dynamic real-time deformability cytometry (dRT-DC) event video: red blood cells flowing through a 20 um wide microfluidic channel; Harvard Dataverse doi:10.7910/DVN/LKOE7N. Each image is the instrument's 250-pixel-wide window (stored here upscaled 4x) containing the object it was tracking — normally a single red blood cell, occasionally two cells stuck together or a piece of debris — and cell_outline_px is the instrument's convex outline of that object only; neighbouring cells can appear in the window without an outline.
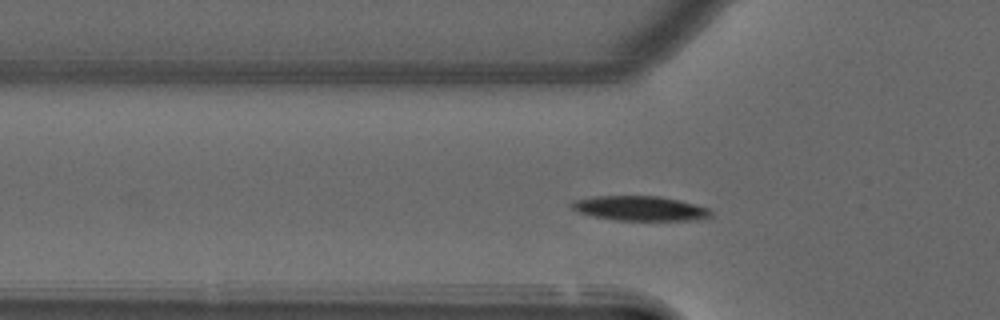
{"species": "common noctule bat (a hibernating species)", "species_latin": "Nyctalus noctula", "temperature_condition": "warm", "stored_images_in_passage": 42, "camera_frame_rate_fps": 3000, "um_per_image_px": 0.085, "animal": {"sex": "male", "forearm_length_mm": 52.5}, "frame": {"image": 1, "passage_image": 6, "time_ms": 1.667, "image_size_px": [1000, 320], "cell_outline_px": [[712, 216], [700, 220], [616, 220], [592, 216], [580, 212], [572, 208], [572, 200], [596, 196], [660, 196], [680, 200], [696, 204], [708, 208], [712, 212]], "centroid_in_image_um": [54.45, 17.71], "position_along_channel_um": 71.4, "area_um2": 20.06}}
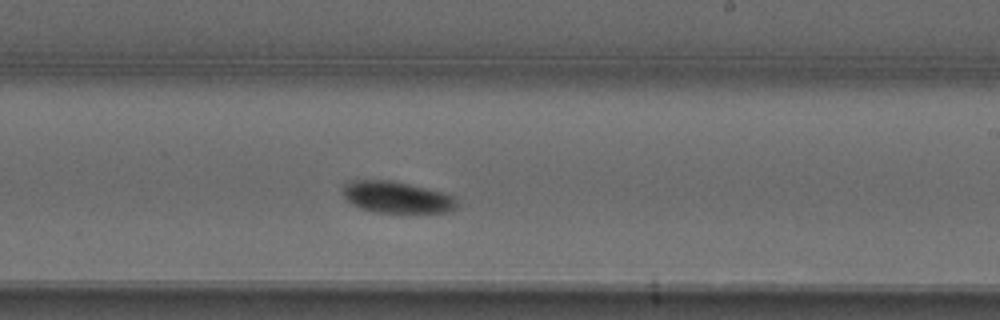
{"frame": {"image": 2, "passage_image": 20, "time_ms": 6.333, "image_size_px": [1000, 320], "cell_outline_px": [[460, 204], [452, 212], [376, 212], [360, 208], [352, 204], [344, 196], [340, 188], [344, 184], [352, 180], [388, 180], [408, 184], [444, 192], [456, 196]], "centroid_in_image_um": [33.76, 16.76], "position_along_channel_um": 255.2, "area_um2": 21.21}}
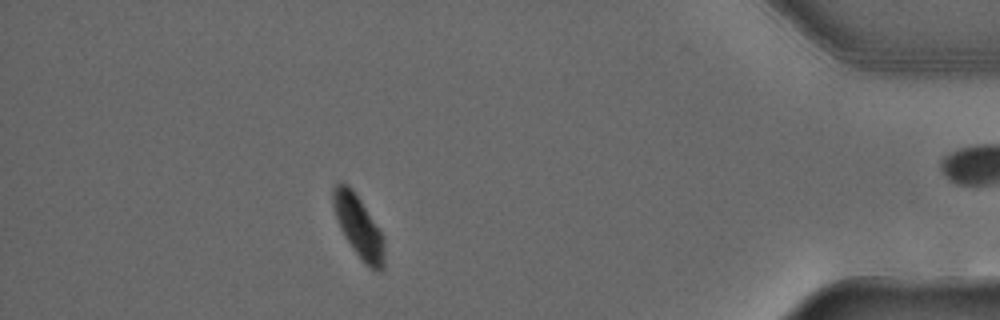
{"frame": {"image": 3, "passage_image": 35, "time_ms": 11.333, "image_size_px": [1000, 320], "cell_outline_px": [[384, 268], [380, 272], [368, 268], [364, 264], [352, 248], [340, 228], [332, 204], [332, 192], [336, 184], [348, 184], [352, 188], [384, 236]], "centroid_in_image_um": [30.5, 19.31], "position_along_channel_um": 404.7, "area_um2": 18.44}, "authors_computed_cell_mechanics": {"area_um2": 20.3167, "velocity_mm_per_s": 3.942, "shape_relaxation_time_tau1_ms": 2.9087, "shape_relaxation_time_tau2_ms": null, "deformation_change_tau1": 0.1185, "deformation_change_tau2": null}}